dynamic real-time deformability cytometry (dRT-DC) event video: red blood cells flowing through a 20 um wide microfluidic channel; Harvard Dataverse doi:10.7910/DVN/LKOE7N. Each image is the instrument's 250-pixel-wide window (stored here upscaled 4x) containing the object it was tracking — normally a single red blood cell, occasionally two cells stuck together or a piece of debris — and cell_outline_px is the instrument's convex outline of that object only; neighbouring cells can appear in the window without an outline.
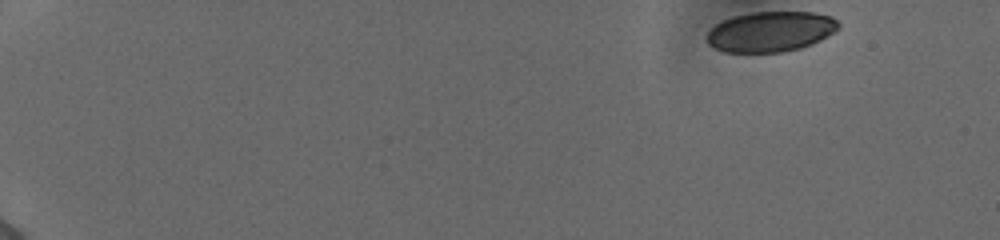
{"species": "human", "species_latin": "Homo sapiens", "temperature_condition": "cold", "stored_images_in_passage": 50, "camera_frame_rate_fps": 3000, "um_per_image_px": 0.085, "donor": {"sex": "female"}, "frame": {"image": 1, "passage_image": 1, "time_ms": 0.0, "image_size_px": [1000, 240], "cell_outline_px": [[840, 28], [820, 40], [812, 44], [800, 48], [780, 52], [724, 52], [712, 48], [708, 44], [708, 32], [716, 24], [732, 16], [752, 12], [816, 12], [832, 16], [840, 24]], "centroid_in_image_um": [65.52, 2.68], "position_along_channel_um": 19.5, "area_um2": 30.98}}
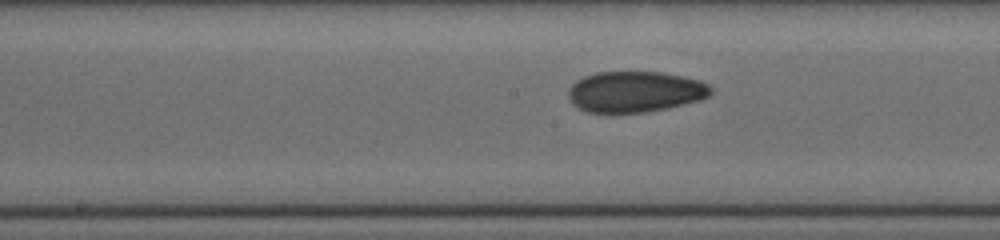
{"frame": {"image": 2, "passage_image": 27, "time_ms": 8.667, "image_size_px": [1000, 240], "cell_outline_px": [[712, 92], [708, 96], [700, 100], [668, 108], [644, 112], [588, 112], [576, 108], [572, 104], [568, 96], [568, 88], [576, 80], [584, 76], [596, 72], [660, 72], [684, 76], [700, 80], [708, 84], [712, 88]], "centroid_in_image_um": [53.97, 7.79], "position_along_channel_um": 194.2, "area_um2": 34.16}}
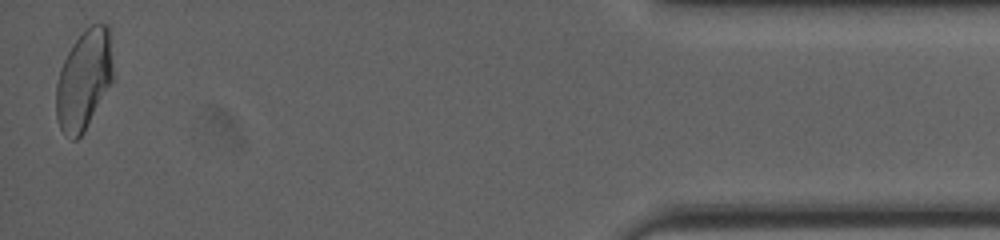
{"frame": {"image": 3, "passage_image": 50, "time_ms": 16.333, "image_size_px": [1000, 240], "cell_outline_px": [[112, 80], [84, 132], [76, 140], [72, 140], [60, 128], [56, 116], [56, 84], [60, 68], [72, 44], [92, 24], [108, 24], [112, 64]], "centroid_in_image_um": [7.11, 6.8], "position_along_channel_um": 428.1, "area_um2": 32.48}, "authors_computed_cell_mechanics": {"area_um2": 33.235, "velocity_mm_per_s": 3.8919, "shape_relaxation_time_tau1_ms": null, "shape_relaxation_time_tau2_ms": 1.9302, "deformation_change_tau1": null, "deformation_change_tau2": 0.0667}}